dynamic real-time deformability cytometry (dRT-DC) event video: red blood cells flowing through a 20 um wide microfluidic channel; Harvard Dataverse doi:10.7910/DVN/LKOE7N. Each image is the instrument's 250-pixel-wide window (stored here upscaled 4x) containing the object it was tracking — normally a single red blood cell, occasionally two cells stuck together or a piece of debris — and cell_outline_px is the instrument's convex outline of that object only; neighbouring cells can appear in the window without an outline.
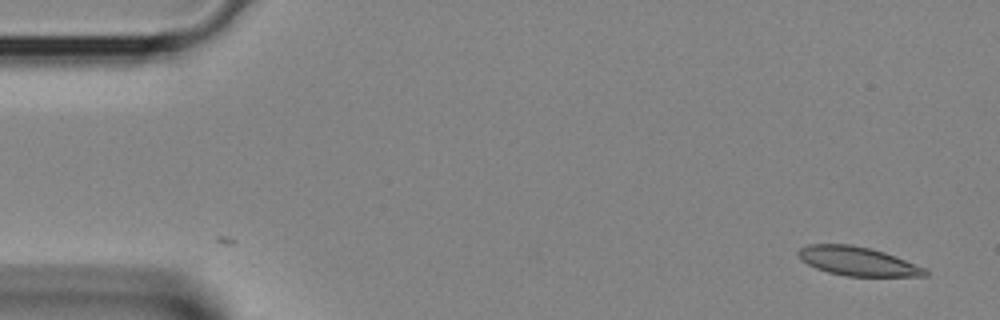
{"species": "Egyptian fruit bat (a non-hibernating species)", "species_latin": "Rousettus aegyptiacus", "temperature_condition": "room temperature", "stored_images_in_passage": 6, "camera_frame_rate_fps": 3000, "um_per_image_px": 0.085, "animal": {"sex": "female"}, "frame": {"image": 1, "passage_image": 1, "time_ms": 0.0, "image_size_px": [1000, 320], "cell_outline_px": [[928, 276], [844, 276], [828, 272], [816, 268], [800, 260], [796, 252], [800, 248], [808, 244], [848, 244], [868, 248], [884, 252], [924, 268], [928, 272]], "centroid_in_image_um": [72.83, 22.21], "position_along_channel_um": 12.2, "area_um2": 21.15}}